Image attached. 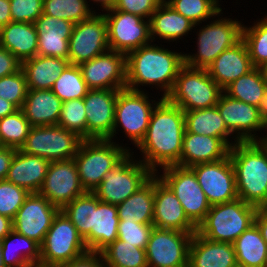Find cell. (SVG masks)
I'll list each match as a JSON object with an SVG mask.
<instances>
[{
	"instance_id": "1",
	"label": "cell",
	"mask_w": 267,
	"mask_h": 267,
	"mask_svg": "<svg viewBox=\"0 0 267 267\" xmlns=\"http://www.w3.org/2000/svg\"><path fill=\"white\" fill-rule=\"evenodd\" d=\"M184 132V111L163 98L155 106L146 135L137 146L139 160L154 174L168 166H180Z\"/></svg>"
},
{
	"instance_id": "2",
	"label": "cell",
	"mask_w": 267,
	"mask_h": 267,
	"mask_svg": "<svg viewBox=\"0 0 267 267\" xmlns=\"http://www.w3.org/2000/svg\"><path fill=\"white\" fill-rule=\"evenodd\" d=\"M183 66L184 52L172 51L161 43L141 46L126 54V89L146 91L141 86H151L166 98Z\"/></svg>"
},
{
	"instance_id": "3",
	"label": "cell",
	"mask_w": 267,
	"mask_h": 267,
	"mask_svg": "<svg viewBox=\"0 0 267 267\" xmlns=\"http://www.w3.org/2000/svg\"><path fill=\"white\" fill-rule=\"evenodd\" d=\"M238 198L267 208V141L238 142L229 150Z\"/></svg>"
},
{
	"instance_id": "4",
	"label": "cell",
	"mask_w": 267,
	"mask_h": 267,
	"mask_svg": "<svg viewBox=\"0 0 267 267\" xmlns=\"http://www.w3.org/2000/svg\"><path fill=\"white\" fill-rule=\"evenodd\" d=\"M222 11L210 21H206V25L202 24L201 27V23L199 24L197 39L192 41L196 42L197 52L184 53V65L195 69H207L223 51L242 39L243 22L237 18L223 17Z\"/></svg>"
},
{
	"instance_id": "5",
	"label": "cell",
	"mask_w": 267,
	"mask_h": 267,
	"mask_svg": "<svg viewBox=\"0 0 267 267\" xmlns=\"http://www.w3.org/2000/svg\"><path fill=\"white\" fill-rule=\"evenodd\" d=\"M118 143L119 140L114 142L108 139L82 141L74 160L80 183L86 192H93L104 179L105 174L132 151L127 143Z\"/></svg>"
},
{
	"instance_id": "6",
	"label": "cell",
	"mask_w": 267,
	"mask_h": 267,
	"mask_svg": "<svg viewBox=\"0 0 267 267\" xmlns=\"http://www.w3.org/2000/svg\"><path fill=\"white\" fill-rule=\"evenodd\" d=\"M149 93L126 88L119 91L116 99L114 126L108 140L116 142L115 138L122 130L120 133L123 132L124 137L130 140L133 146L137 147L140 144L146 135L155 106L163 99L160 96L156 101Z\"/></svg>"
},
{
	"instance_id": "7",
	"label": "cell",
	"mask_w": 267,
	"mask_h": 267,
	"mask_svg": "<svg viewBox=\"0 0 267 267\" xmlns=\"http://www.w3.org/2000/svg\"><path fill=\"white\" fill-rule=\"evenodd\" d=\"M257 209L240 198L213 205L197 232L211 241L233 243L254 224Z\"/></svg>"
},
{
	"instance_id": "8",
	"label": "cell",
	"mask_w": 267,
	"mask_h": 267,
	"mask_svg": "<svg viewBox=\"0 0 267 267\" xmlns=\"http://www.w3.org/2000/svg\"><path fill=\"white\" fill-rule=\"evenodd\" d=\"M222 92L207 69H195L184 65L179 70L166 99L183 111H193L216 106Z\"/></svg>"
},
{
	"instance_id": "9",
	"label": "cell",
	"mask_w": 267,
	"mask_h": 267,
	"mask_svg": "<svg viewBox=\"0 0 267 267\" xmlns=\"http://www.w3.org/2000/svg\"><path fill=\"white\" fill-rule=\"evenodd\" d=\"M137 157L134 154V149H132L105 174L104 179L93 191L100 201L117 206L134 194L154 175Z\"/></svg>"
},
{
	"instance_id": "10",
	"label": "cell",
	"mask_w": 267,
	"mask_h": 267,
	"mask_svg": "<svg viewBox=\"0 0 267 267\" xmlns=\"http://www.w3.org/2000/svg\"><path fill=\"white\" fill-rule=\"evenodd\" d=\"M88 252L77 228L60 210L40 245V267H58Z\"/></svg>"
},
{
	"instance_id": "11",
	"label": "cell",
	"mask_w": 267,
	"mask_h": 267,
	"mask_svg": "<svg viewBox=\"0 0 267 267\" xmlns=\"http://www.w3.org/2000/svg\"><path fill=\"white\" fill-rule=\"evenodd\" d=\"M84 139L59 125L31 127L23 153L45 158L49 162L73 159Z\"/></svg>"
},
{
	"instance_id": "12",
	"label": "cell",
	"mask_w": 267,
	"mask_h": 267,
	"mask_svg": "<svg viewBox=\"0 0 267 267\" xmlns=\"http://www.w3.org/2000/svg\"><path fill=\"white\" fill-rule=\"evenodd\" d=\"M156 174L174 192L187 217L198 226L205 219L211 205L194 171L190 167L172 165L158 170Z\"/></svg>"
},
{
	"instance_id": "13",
	"label": "cell",
	"mask_w": 267,
	"mask_h": 267,
	"mask_svg": "<svg viewBox=\"0 0 267 267\" xmlns=\"http://www.w3.org/2000/svg\"><path fill=\"white\" fill-rule=\"evenodd\" d=\"M102 14L107 22L110 50L127 54L152 43L149 20L114 8Z\"/></svg>"
},
{
	"instance_id": "14",
	"label": "cell",
	"mask_w": 267,
	"mask_h": 267,
	"mask_svg": "<svg viewBox=\"0 0 267 267\" xmlns=\"http://www.w3.org/2000/svg\"><path fill=\"white\" fill-rule=\"evenodd\" d=\"M216 106L227 129L238 142L267 141V133H263L267 132V125L260 118L258 107L233 99L224 92Z\"/></svg>"
},
{
	"instance_id": "15",
	"label": "cell",
	"mask_w": 267,
	"mask_h": 267,
	"mask_svg": "<svg viewBox=\"0 0 267 267\" xmlns=\"http://www.w3.org/2000/svg\"><path fill=\"white\" fill-rule=\"evenodd\" d=\"M194 233L153 228L145 249L148 267H188Z\"/></svg>"
},
{
	"instance_id": "16",
	"label": "cell",
	"mask_w": 267,
	"mask_h": 267,
	"mask_svg": "<svg viewBox=\"0 0 267 267\" xmlns=\"http://www.w3.org/2000/svg\"><path fill=\"white\" fill-rule=\"evenodd\" d=\"M108 50L110 48L107 22L101 12H97L91 18L74 25L69 38L68 61L70 64L80 65Z\"/></svg>"
},
{
	"instance_id": "17",
	"label": "cell",
	"mask_w": 267,
	"mask_h": 267,
	"mask_svg": "<svg viewBox=\"0 0 267 267\" xmlns=\"http://www.w3.org/2000/svg\"><path fill=\"white\" fill-rule=\"evenodd\" d=\"M190 168L211 206L238 198L235 172L229 155L224 159L199 163Z\"/></svg>"
},
{
	"instance_id": "18",
	"label": "cell",
	"mask_w": 267,
	"mask_h": 267,
	"mask_svg": "<svg viewBox=\"0 0 267 267\" xmlns=\"http://www.w3.org/2000/svg\"><path fill=\"white\" fill-rule=\"evenodd\" d=\"M85 192L73 158L50 162L38 193L62 210L69 202Z\"/></svg>"
},
{
	"instance_id": "19",
	"label": "cell",
	"mask_w": 267,
	"mask_h": 267,
	"mask_svg": "<svg viewBox=\"0 0 267 267\" xmlns=\"http://www.w3.org/2000/svg\"><path fill=\"white\" fill-rule=\"evenodd\" d=\"M59 211L44 196L30 193L12 220L13 230L41 245Z\"/></svg>"
},
{
	"instance_id": "20",
	"label": "cell",
	"mask_w": 267,
	"mask_h": 267,
	"mask_svg": "<svg viewBox=\"0 0 267 267\" xmlns=\"http://www.w3.org/2000/svg\"><path fill=\"white\" fill-rule=\"evenodd\" d=\"M90 90L126 88V54L108 50L78 65Z\"/></svg>"
},
{
	"instance_id": "21",
	"label": "cell",
	"mask_w": 267,
	"mask_h": 267,
	"mask_svg": "<svg viewBox=\"0 0 267 267\" xmlns=\"http://www.w3.org/2000/svg\"><path fill=\"white\" fill-rule=\"evenodd\" d=\"M120 90L92 89L84 97L87 139H108L115 121L116 99Z\"/></svg>"
},
{
	"instance_id": "22",
	"label": "cell",
	"mask_w": 267,
	"mask_h": 267,
	"mask_svg": "<svg viewBox=\"0 0 267 267\" xmlns=\"http://www.w3.org/2000/svg\"><path fill=\"white\" fill-rule=\"evenodd\" d=\"M153 225L158 229L197 232V226L187 217L179 199L157 174H154Z\"/></svg>"
},
{
	"instance_id": "23",
	"label": "cell",
	"mask_w": 267,
	"mask_h": 267,
	"mask_svg": "<svg viewBox=\"0 0 267 267\" xmlns=\"http://www.w3.org/2000/svg\"><path fill=\"white\" fill-rule=\"evenodd\" d=\"M245 42L241 39L223 51L207 68L210 77L224 90L228 85L253 69Z\"/></svg>"
},
{
	"instance_id": "24",
	"label": "cell",
	"mask_w": 267,
	"mask_h": 267,
	"mask_svg": "<svg viewBox=\"0 0 267 267\" xmlns=\"http://www.w3.org/2000/svg\"><path fill=\"white\" fill-rule=\"evenodd\" d=\"M188 267H238L233 244L211 241L195 232L189 248Z\"/></svg>"
},
{
	"instance_id": "25",
	"label": "cell",
	"mask_w": 267,
	"mask_h": 267,
	"mask_svg": "<svg viewBox=\"0 0 267 267\" xmlns=\"http://www.w3.org/2000/svg\"><path fill=\"white\" fill-rule=\"evenodd\" d=\"M230 148L217 137L184 132L180 166L191 167L199 163L226 158Z\"/></svg>"
},
{
	"instance_id": "26",
	"label": "cell",
	"mask_w": 267,
	"mask_h": 267,
	"mask_svg": "<svg viewBox=\"0 0 267 267\" xmlns=\"http://www.w3.org/2000/svg\"><path fill=\"white\" fill-rule=\"evenodd\" d=\"M150 35L152 42H156L157 39H162L164 43H173L179 40H183V36L191 34L192 29L198 27L194 25L190 20L183 15L175 11L165 1H163L157 9L152 13L150 19Z\"/></svg>"
},
{
	"instance_id": "27",
	"label": "cell",
	"mask_w": 267,
	"mask_h": 267,
	"mask_svg": "<svg viewBox=\"0 0 267 267\" xmlns=\"http://www.w3.org/2000/svg\"><path fill=\"white\" fill-rule=\"evenodd\" d=\"M49 164L45 158L23 153L19 149L11 161L6 180L25 188L30 193H38Z\"/></svg>"
},
{
	"instance_id": "28",
	"label": "cell",
	"mask_w": 267,
	"mask_h": 267,
	"mask_svg": "<svg viewBox=\"0 0 267 267\" xmlns=\"http://www.w3.org/2000/svg\"><path fill=\"white\" fill-rule=\"evenodd\" d=\"M62 105L51 89H28L21 110L31 127L57 125Z\"/></svg>"
},
{
	"instance_id": "29",
	"label": "cell",
	"mask_w": 267,
	"mask_h": 267,
	"mask_svg": "<svg viewBox=\"0 0 267 267\" xmlns=\"http://www.w3.org/2000/svg\"><path fill=\"white\" fill-rule=\"evenodd\" d=\"M118 223L117 206L102 202L97 198L93 226L91 227L90 234L84 239L89 252L101 253L118 239Z\"/></svg>"
},
{
	"instance_id": "30",
	"label": "cell",
	"mask_w": 267,
	"mask_h": 267,
	"mask_svg": "<svg viewBox=\"0 0 267 267\" xmlns=\"http://www.w3.org/2000/svg\"><path fill=\"white\" fill-rule=\"evenodd\" d=\"M0 46L21 63L37 55L38 34L34 23L13 22L0 28Z\"/></svg>"
},
{
	"instance_id": "31",
	"label": "cell",
	"mask_w": 267,
	"mask_h": 267,
	"mask_svg": "<svg viewBox=\"0 0 267 267\" xmlns=\"http://www.w3.org/2000/svg\"><path fill=\"white\" fill-rule=\"evenodd\" d=\"M68 59L60 57L40 56L21 63L26 77L28 89H52L55 81L69 65Z\"/></svg>"
},
{
	"instance_id": "32",
	"label": "cell",
	"mask_w": 267,
	"mask_h": 267,
	"mask_svg": "<svg viewBox=\"0 0 267 267\" xmlns=\"http://www.w3.org/2000/svg\"><path fill=\"white\" fill-rule=\"evenodd\" d=\"M184 119L185 131L220 138L229 148L238 143L227 129L217 106L184 111Z\"/></svg>"
},
{
	"instance_id": "33",
	"label": "cell",
	"mask_w": 267,
	"mask_h": 267,
	"mask_svg": "<svg viewBox=\"0 0 267 267\" xmlns=\"http://www.w3.org/2000/svg\"><path fill=\"white\" fill-rule=\"evenodd\" d=\"M5 267H40V244L12 230L2 240Z\"/></svg>"
},
{
	"instance_id": "34",
	"label": "cell",
	"mask_w": 267,
	"mask_h": 267,
	"mask_svg": "<svg viewBox=\"0 0 267 267\" xmlns=\"http://www.w3.org/2000/svg\"><path fill=\"white\" fill-rule=\"evenodd\" d=\"M119 220L153 224L154 175L134 194L117 205Z\"/></svg>"
},
{
	"instance_id": "35",
	"label": "cell",
	"mask_w": 267,
	"mask_h": 267,
	"mask_svg": "<svg viewBox=\"0 0 267 267\" xmlns=\"http://www.w3.org/2000/svg\"><path fill=\"white\" fill-rule=\"evenodd\" d=\"M232 244L238 267H267V243L255 223Z\"/></svg>"
},
{
	"instance_id": "36",
	"label": "cell",
	"mask_w": 267,
	"mask_h": 267,
	"mask_svg": "<svg viewBox=\"0 0 267 267\" xmlns=\"http://www.w3.org/2000/svg\"><path fill=\"white\" fill-rule=\"evenodd\" d=\"M265 88L266 83L261 69L254 67L228 85L223 92L233 99L258 107Z\"/></svg>"
},
{
	"instance_id": "37",
	"label": "cell",
	"mask_w": 267,
	"mask_h": 267,
	"mask_svg": "<svg viewBox=\"0 0 267 267\" xmlns=\"http://www.w3.org/2000/svg\"><path fill=\"white\" fill-rule=\"evenodd\" d=\"M96 208V195L93 192H85L69 202L62 211L77 228L79 235L85 239L91 232Z\"/></svg>"
},
{
	"instance_id": "38",
	"label": "cell",
	"mask_w": 267,
	"mask_h": 267,
	"mask_svg": "<svg viewBox=\"0 0 267 267\" xmlns=\"http://www.w3.org/2000/svg\"><path fill=\"white\" fill-rule=\"evenodd\" d=\"M106 267H148L145 249L116 239L101 253Z\"/></svg>"
},
{
	"instance_id": "39",
	"label": "cell",
	"mask_w": 267,
	"mask_h": 267,
	"mask_svg": "<svg viewBox=\"0 0 267 267\" xmlns=\"http://www.w3.org/2000/svg\"><path fill=\"white\" fill-rule=\"evenodd\" d=\"M262 17L252 26H245L244 23L242 26V40L247 46L252 65L256 68L267 63V15Z\"/></svg>"
},
{
	"instance_id": "40",
	"label": "cell",
	"mask_w": 267,
	"mask_h": 267,
	"mask_svg": "<svg viewBox=\"0 0 267 267\" xmlns=\"http://www.w3.org/2000/svg\"><path fill=\"white\" fill-rule=\"evenodd\" d=\"M87 0H43V13L74 24L91 18L96 12Z\"/></svg>"
},
{
	"instance_id": "41",
	"label": "cell",
	"mask_w": 267,
	"mask_h": 267,
	"mask_svg": "<svg viewBox=\"0 0 267 267\" xmlns=\"http://www.w3.org/2000/svg\"><path fill=\"white\" fill-rule=\"evenodd\" d=\"M52 92L62 101L84 98L90 90L78 65L69 64L55 81Z\"/></svg>"
},
{
	"instance_id": "42",
	"label": "cell",
	"mask_w": 267,
	"mask_h": 267,
	"mask_svg": "<svg viewBox=\"0 0 267 267\" xmlns=\"http://www.w3.org/2000/svg\"><path fill=\"white\" fill-rule=\"evenodd\" d=\"M194 25L212 19L222 8L221 0H164Z\"/></svg>"
},
{
	"instance_id": "43",
	"label": "cell",
	"mask_w": 267,
	"mask_h": 267,
	"mask_svg": "<svg viewBox=\"0 0 267 267\" xmlns=\"http://www.w3.org/2000/svg\"><path fill=\"white\" fill-rule=\"evenodd\" d=\"M31 126L21 109L0 119V144L19 150L25 143Z\"/></svg>"
},
{
	"instance_id": "44",
	"label": "cell",
	"mask_w": 267,
	"mask_h": 267,
	"mask_svg": "<svg viewBox=\"0 0 267 267\" xmlns=\"http://www.w3.org/2000/svg\"><path fill=\"white\" fill-rule=\"evenodd\" d=\"M84 98L63 102L57 125L77 133L84 140L87 139V118Z\"/></svg>"
},
{
	"instance_id": "45",
	"label": "cell",
	"mask_w": 267,
	"mask_h": 267,
	"mask_svg": "<svg viewBox=\"0 0 267 267\" xmlns=\"http://www.w3.org/2000/svg\"><path fill=\"white\" fill-rule=\"evenodd\" d=\"M29 194L25 188L0 180V214L13 220Z\"/></svg>"
},
{
	"instance_id": "46",
	"label": "cell",
	"mask_w": 267,
	"mask_h": 267,
	"mask_svg": "<svg viewBox=\"0 0 267 267\" xmlns=\"http://www.w3.org/2000/svg\"><path fill=\"white\" fill-rule=\"evenodd\" d=\"M28 93L26 77L22 69L0 78V97L21 109Z\"/></svg>"
},
{
	"instance_id": "47",
	"label": "cell",
	"mask_w": 267,
	"mask_h": 267,
	"mask_svg": "<svg viewBox=\"0 0 267 267\" xmlns=\"http://www.w3.org/2000/svg\"><path fill=\"white\" fill-rule=\"evenodd\" d=\"M153 228V224H139L135 221L119 220L118 239L138 248L146 249Z\"/></svg>"
},
{
	"instance_id": "48",
	"label": "cell",
	"mask_w": 267,
	"mask_h": 267,
	"mask_svg": "<svg viewBox=\"0 0 267 267\" xmlns=\"http://www.w3.org/2000/svg\"><path fill=\"white\" fill-rule=\"evenodd\" d=\"M37 34V55L68 59L71 34H46L44 32H37Z\"/></svg>"
},
{
	"instance_id": "49",
	"label": "cell",
	"mask_w": 267,
	"mask_h": 267,
	"mask_svg": "<svg viewBox=\"0 0 267 267\" xmlns=\"http://www.w3.org/2000/svg\"><path fill=\"white\" fill-rule=\"evenodd\" d=\"M13 22L34 23L43 13V0H9Z\"/></svg>"
},
{
	"instance_id": "50",
	"label": "cell",
	"mask_w": 267,
	"mask_h": 267,
	"mask_svg": "<svg viewBox=\"0 0 267 267\" xmlns=\"http://www.w3.org/2000/svg\"><path fill=\"white\" fill-rule=\"evenodd\" d=\"M163 1L164 0H116L113 8L149 20L152 13Z\"/></svg>"
},
{
	"instance_id": "51",
	"label": "cell",
	"mask_w": 267,
	"mask_h": 267,
	"mask_svg": "<svg viewBox=\"0 0 267 267\" xmlns=\"http://www.w3.org/2000/svg\"><path fill=\"white\" fill-rule=\"evenodd\" d=\"M37 32L46 34H72L74 23L42 13L34 22Z\"/></svg>"
},
{
	"instance_id": "52",
	"label": "cell",
	"mask_w": 267,
	"mask_h": 267,
	"mask_svg": "<svg viewBox=\"0 0 267 267\" xmlns=\"http://www.w3.org/2000/svg\"><path fill=\"white\" fill-rule=\"evenodd\" d=\"M21 69V62L7 49L0 46V78Z\"/></svg>"
},
{
	"instance_id": "53",
	"label": "cell",
	"mask_w": 267,
	"mask_h": 267,
	"mask_svg": "<svg viewBox=\"0 0 267 267\" xmlns=\"http://www.w3.org/2000/svg\"><path fill=\"white\" fill-rule=\"evenodd\" d=\"M58 267H106L100 253L88 252L78 259L62 264Z\"/></svg>"
},
{
	"instance_id": "54",
	"label": "cell",
	"mask_w": 267,
	"mask_h": 267,
	"mask_svg": "<svg viewBox=\"0 0 267 267\" xmlns=\"http://www.w3.org/2000/svg\"><path fill=\"white\" fill-rule=\"evenodd\" d=\"M17 149L12 147H0V180H5L10 168L11 161Z\"/></svg>"
},
{
	"instance_id": "55",
	"label": "cell",
	"mask_w": 267,
	"mask_h": 267,
	"mask_svg": "<svg viewBox=\"0 0 267 267\" xmlns=\"http://www.w3.org/2000/svg\"><path fill=\"white\" fill-rule=\"evenodd\" d=\"M254 223L257 225L263 239L267 243V208L257 209Z\"/></svg>"
},
{
	"instance_id": "56",
	"label": "cell",
	"mask_w": 267,
	"mask_h": 267,
	"mask_svg": "<svg viewBox=\"0 0 267 267\" xmlns=\"http://www.w3.org/2000/svg\"><path fill=\"white\" fill-rule=\"evenodd\" d=\"M12 21L10 13V1L0 0V28Z\"/></svg>"
},
{
	"instance_id": "57",
	"label": "cell",
	"mask_w": 267,
	"mask_h": 267,
	"mask_svg": "<svg viewBox=\"0 0 267 267\" xmlns=\"http://www.w3.org/2000/svg\"><path fill=\"white\" fill-rule=\"evenodd\" d=\"M13 230L12 219L0 214V240Z\"/></svg>"
},
{
	"instance_id": "58",
	"label": "cell",
	"mask_w": 267,
	"mask_h": 267,
	"mask_svg": "<svg viewBox=\"0 0 267 267\" xmlns=\"http://www.w3.org/2000/svg\"><path fill=\"white\" fill-rule=\"evenodd\" d=\"M18 110L11 102L0 97V119Z\"/></svg>"
},
{
	"instance_id": "59",
	"label": "cell",
	"mask_w": 267,
	"mask_h": 267,
	"mask_svg": "<svg viewBox=\"0 0 267 267\" xmlns=\"http://www.w3.org/2000/svg\"><path fill=\"white\" fill-rule=\"evenodd\" d=\"M90 2H92V3H90ZM88 3H89V6L91 5V8L96 13H97V11L95 10V7L99 5L100 6V10L102 11L101 13H103L104 11L112 9L114 7L115 3H116V0H89ZM93 3L96 4V5L94 6ZM93 6H94V8H93Z\"/></svg>"
},
{
	"instance_id": "60",
	"label": "cell",
	"mask_w": 267,
	"mask_h": 267,
	"mask_svg": "<svg viewBox=\"0 0 267 267\" xmlns=\"http://www.w3.org/2000/svg\"><path fill=\"white\" fill-rule=\"evenodd\" d=\"M259 116L267 125V85L258 105Z\"/></svg>"
},
{
	"instance_id": "61",
	"label": "cell",
	"mask_w": 267,
	"mask_h": 267,
	"mask_svg": "<svg viewBox=\"0 0 267 267\" xmlns=\"http://www.w3.org/2000/svg\"><path fill=\"white\" fill-rule=\"evenodd\" d=\"M260 69H261V71H262V74H263L265 83H266V85H267V63L264 64Z\"/></svg>"
},
{
	"instance_id": "62",
	"label": "cell",
	"mask_w": 267,
	"mask_h": 267,
	"mask_svg": "<svg viewBox=\"0 0 267 267\" xmlns=\"http://www.w3.org/2000/svg\"><path fill=\"white\" fill-rule=\"evenodd\" d=\"M1 250H2V244H1V240H0V267H5Z\"/></svg>"
}]
</instances>
